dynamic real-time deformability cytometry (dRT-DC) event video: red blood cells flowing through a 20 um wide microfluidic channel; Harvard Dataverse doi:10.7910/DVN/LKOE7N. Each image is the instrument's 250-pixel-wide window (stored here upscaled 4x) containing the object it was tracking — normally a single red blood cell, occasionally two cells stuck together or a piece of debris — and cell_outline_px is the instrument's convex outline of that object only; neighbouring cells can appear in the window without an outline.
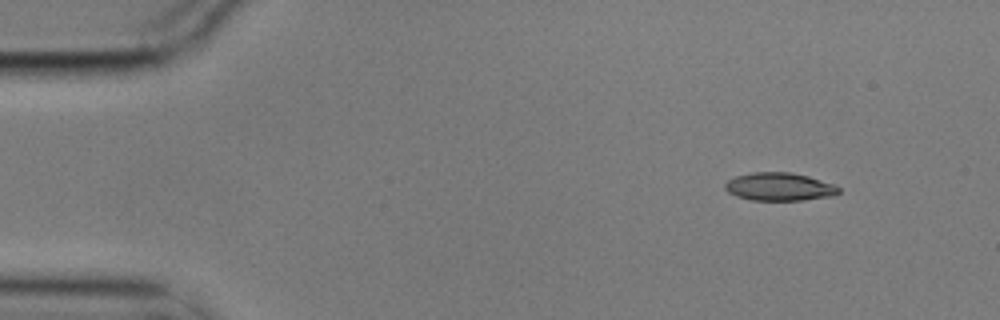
{"species": "common noctule bat (a hibernating species)", "species_latin": "Nyctalus noctula", "temperature_condition": "cold", "stored_images_in_passage": 3, "camera_frame_rate_fps": 3000, "um_per_image_px": 0.085, "animal": {"sex": "male", "body_mass_g": 17.9}, "frame": {"image": 1, "passage_image": 1, "time_ms": 0.0, "image_size_px": [1000, 320], "cell_outline_px": [[840, 192], [832, 196], [804, 200], [752, 200], [736, 196], [728, 192], [724, 188], [724, 184], [728, 180], [736, 176], [752, 172], [792, 172], [808, 176], [832, 184], [840, 188]], "centroid_in_image_um": [66.23, 15.87], "position_along_channel_um": 18.8, "area_um2": 18.55}}
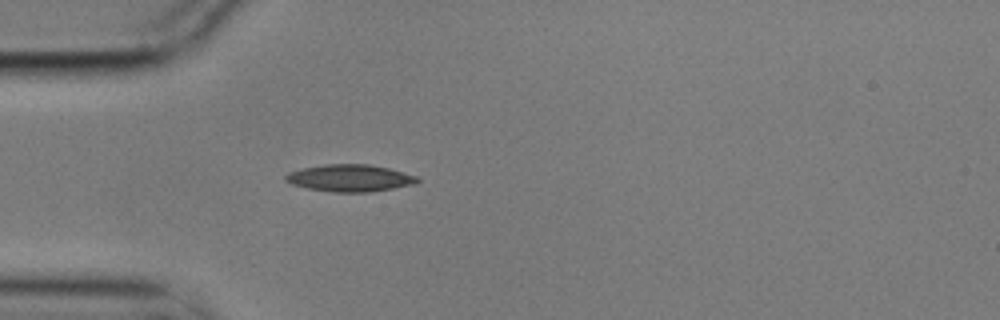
{"frame": {"image": 2, "passage_image": 3, "time_ms": 0.667, "image_size_px": [1000, 320], "cell_outline_px": [[420, 180], [416, 184], [372, 192], [332, 192], [308, 188], [292, 184], [284, 180], [284, 176], [288, 172], [304, 168], [324, 164], [368, 164], [388, 168], [420, 176]], "centroid_in_image_um": [29.78, 15.14], "position_along_channel_um": 55.2, "area_um2": 20.92}}